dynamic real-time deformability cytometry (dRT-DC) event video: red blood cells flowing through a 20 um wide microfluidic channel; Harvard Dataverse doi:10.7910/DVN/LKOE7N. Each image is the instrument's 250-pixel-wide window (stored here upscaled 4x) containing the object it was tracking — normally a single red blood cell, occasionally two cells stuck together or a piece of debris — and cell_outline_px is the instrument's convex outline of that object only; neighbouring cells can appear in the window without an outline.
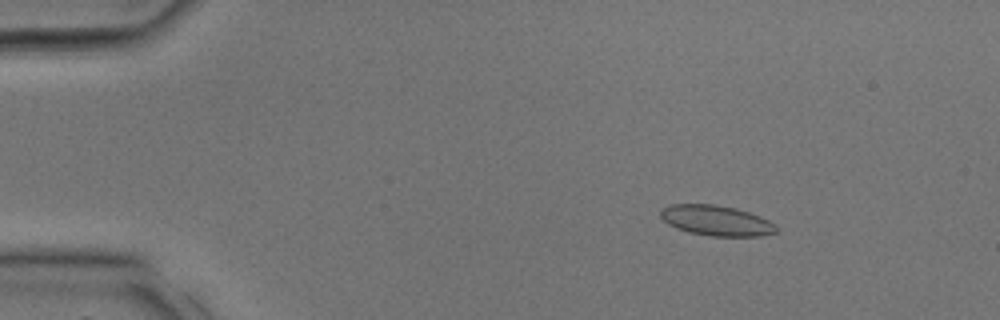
{"species": "common noctule bat (a hibernating species)", "species_latin": "Nyctalus noctula", "temperature_condition": "room temperature", "stored_images_in_passage": 24, "camera_frame_rate_fps": 3000, "um_per_image_px": 0.085, "animal": {"sex": "male", "body_mass_g": 17.9, "forearm_length_mm": 54.2}, "frame": {"image": 1, "passage_image": 5, "time_ms": 1.333, "image_size_px": [1000, 320], "cell_outline_px": [[776, 232], [760, 236], [708, 236], [688, 232], [676, 228], [668, 224], [660, 216], [660, 212], [668, 204], [712, 204], [736, 208], [760, 216], [776, 224]], "centroid_in_image_um": [60.87, 18.75], "position_along_channel_um": 24.1, "area_um2": 20.46}}
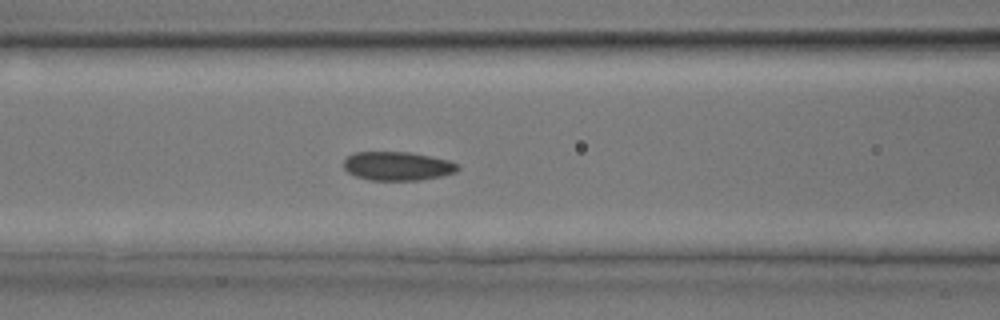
{"frame": {"image": 2, "passage_image": 14, "time_ms": 4.333, "image_size_px": [1000, 320], "cell_outline_px": [[460, 168], [456, 172], [440, 176], [416, 180], [368, 180], [356, 176], [348, 172], [344, 168], [344, 160], [348, 156], [356, 152], [412, 152], [432, 156], [448, 160], [456, 164]], "centroid_in_image_um": [33.78, 14.11], "position_along_channel_um": 132.8, "area_um2": 19.07}}
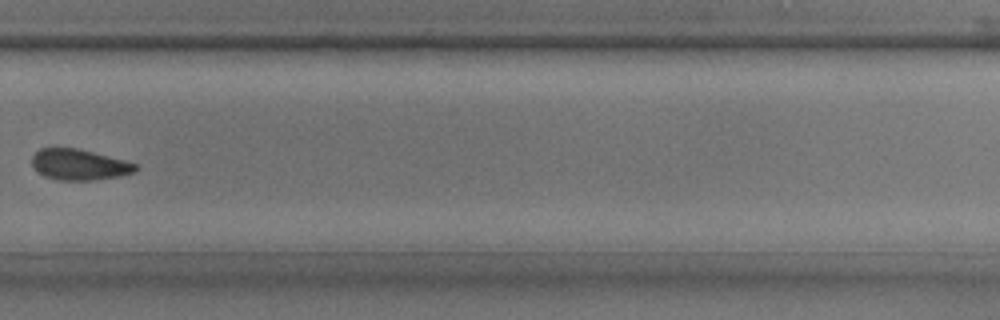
{"frame": {"image": 3, "passage_image": 23, "time_ms": 7.333, "image_size_px": [1000, 320], "cell_outline_px": [[140, 168], [136, 172], [116, 176], [92, 180], [56, 180], [44, 176], [32, 164], [32, 156], [40, 148], [76, 148], [124, 160], [136, 164]], "centroid_in_image_um": [6.74, 13.99], "position_along_channel_um": 323.1, "area_um2": 18.38}}